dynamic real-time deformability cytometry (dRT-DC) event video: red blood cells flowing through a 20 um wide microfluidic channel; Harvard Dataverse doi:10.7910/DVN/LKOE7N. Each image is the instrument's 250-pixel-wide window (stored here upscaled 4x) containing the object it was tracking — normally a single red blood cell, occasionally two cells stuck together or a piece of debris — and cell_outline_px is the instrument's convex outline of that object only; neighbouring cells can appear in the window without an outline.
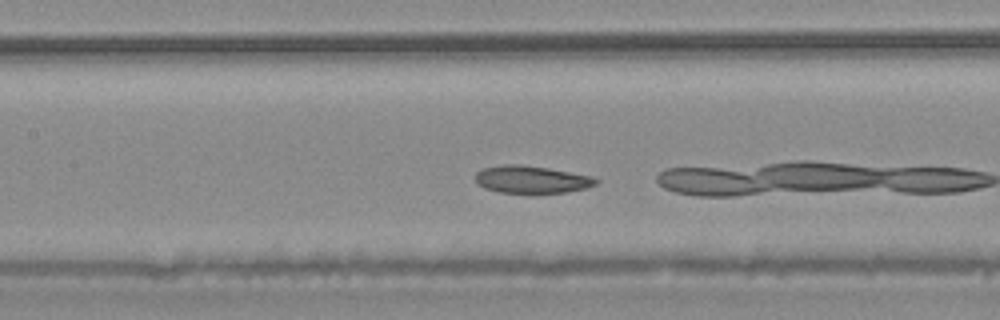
{"species": "common noctule bat (a hibernating species)", "species_latin": "Nyctalus noctula", "temperature_condition": "warm", "stored_images_in_passage": 22, "camera_frame_rate_fps": 3000, "um_per_image_px": 0.085, "animal": {"sex": "male", "body_mass_g": 20.4}, "frame": {"image": 1, "passage_image": 16, "time_ms": 5.0, "image_size_px": [1000, 320], "cell_outline_px": [[600, 180], [596, 184], [588, 188], [564, 192], [500, 192], [484, 188], [476, 184], [476, 172], [480, 168], [504, 164], [520, 164], [548, 168], [592, 176]], "centroid_in_image_um": [45.16, 15.24], "position_along_channel_um": 162.2, "area_um2": 19.25}}